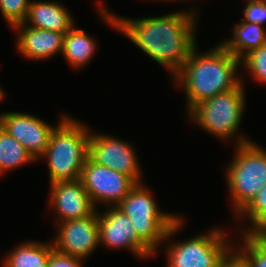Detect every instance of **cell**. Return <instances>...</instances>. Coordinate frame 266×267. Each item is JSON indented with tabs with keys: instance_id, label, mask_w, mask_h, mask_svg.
Wrapping results in <instances>:
<instances>
[{
	"instance_id": "1",
	"label": "cell",
	"mask_w": 266,
	"mask_h": 267,
	"mask_svg": "<svg viewBox=\"0 0 266 267\" xmlns=\"http://www.w3.org/2000/svg\"><path fill=\"white\" fill-rule=\"evenodd\" d=\"M100 4L99 12L107 24L121 31L151 59L174 77L197 45L196 12H174L159 17L129 19L116 16Z\"/></svg>"
},
{
	"instance_id": "2",
	"label": "cell",
	"mask_w": 266,
	"mask_h": 267,
	"mask_svg": "<svg viewBox=\"0 0 266 267\" xmlns=\"http://www.w3.org/2000/svg\"><path fill=\"white\" fill-rule=\"evenodd\" d=\"M196 52L195 46L180 71L173 77L185 90L188 112L198 103L233 90L242 82L236 73L240 60L221 43L206 53Z\"/></svg>"
},
{
	"instance_id": "3",
	"label": "cell",
	"mask_w": 266,
	"mask_h": 267,
	"mask_svg": "<svg viewBox=\"0 0 266 267\" xmlns=\"http://www.w3.org/2000/svg\"><path fill=\"white\" fill-rule=\"evenodd\" d=\"M58 123L39 157L47 158L50 184L80 179L89 155L88 127L68 115H63Z\"/></svg>"
},
{
	"instance_id": "4",
	"label": "cell",
	"mask_w": 266,
	"mask_h": 267,
	"mask_svg": "<svg viewBox=\"0 0 266 267\" xmlns=\"http://www.w3.org/2000/svg\"><path fill=\"white\" fill-rule=\"evenodd\" d=\"M134 225L138 238L154 253L164 241L181 229L183 217L159 210L151 192L137 183L116 206Z\"/></svg>"
},
{
	"instance_id": "5",
	"label": "cell",
	"mask_w": 266,
	"mask_h": 267,
	"mask_svg": "<svg viewBox=\"0 0 266 267\" xmlns=\"http://www.w3.org/2000/svg\"><path fill=\"white\" fill-rule=\"evenodd\" d=\"M236 143V155L225 172L237 216L266 185V150L244 136H238Z\"/></svg>"
},
{
	"instance_id": "6",
	"label": "cell",
	"mask_w": 266,
	"mask_h": 267,
	"mask_svg": "<svg viewBox=\"0 0 266 267\" xmlns=\"http://www.w3.org/2000/svg\"><path fill=\"white\" fill-rule=\"evenodd\" d=\"M243 82L235 89L218 94L195 105L189 112L191 120L203 130L220 139L237 134L245 105Z\"/></svg>"
},
{
	"instance_id": "7",
	"label": "cell",
	"mask_w": 266,
	"mask_h": 267,
	"mask_svg": "<svg viewBox=\"0 0 266 267\" xmlns=\"http://www.w3.org/2000/svg\"><path fill=\"white\" fill-rule=\"evenodd\" d=\"M208 232L182 243H168L165 250L168 267H220L232 245L227 243L230 242L227 233L221 229L215 228Z\"/></svg>"
},
{
	"instance_id": "8",
	"label": "cell",
	"mask_w": 266,
	"mask_h": 267,
	"mask_svg": "<svg viewBox=\"0 0 266 267\" xmlns=\"http://www.w3.org/2000/svg\"><path fill=\"white\" fill-rule=\"evenodd\" d=\"M80 180L95 207L99 202L117 206L137 184L131 177L98 165L89 157L82 169Z\"/></svg>"
},
{
	"instance_id": "9",
	"label": "cell",
	"mask_w": 266,
	"mask_h": 267,
	"mask_svg": "<svg viewBox=\"0 0 266 267\" xmlns=\"http://www.w3.org/2000/svg\"><path fill=\"white\" fill-rule=\"evenodd\" d=\"M131 146L113 136L90 132L88 157L98 165L109 167L141 183L140 163Z\"/></svg>"
},
{
	"instance_id": "10",
	"label": "cell",
	"mask_w": 266,
	"mask_h": 267,
	"mask_svg": "<svg viewBox=\"0 0 266 267\" xmlns=\"http://www.w3.org/2000/svg\"><path fill=\"white\" fill-rule=\"evenodd\" d=\"M58 224L53 246L57 251L86 259L100 245L98 211L93 215Z\"/></svg>"
},
{
	"instance_id": "11",
	"label": "cell",
	"mask_w": 266,
	"mask_h": 267,
	"mask_svg": "<svg viewBox=\"0 0 266 267\" xmlns=\"http://www.w3.org/2000/svg\"><path fill=\"white\" fill-rule=\"evenodd\" d=\"M108 209L104 214L98 212L100 244L112 249L126 247L141 258L154 256V253L138 238L129 217L116 206H110Z\"/></svg>"
},
{
	"instance_id": "12",
	"label": "cell",
	"mask_w": 266,
	"mask_h": 267,
	"mask_svg": "<svg viewBox=\"0 0 266 267\" xmlns=\"http://www.w3.org/2000/svg\"><path fill=\"white\" fill-rule=\"evenodd\" d=\"M0 126L21 143L36 161L45 152L55 128L35 115L18 112L0 113Z\"/></svg>"
},
{
	"instance_id": "13",
	"label": "cell",
	"mask_w": 266,
	"mask_h": 267,
	"mask_svg": "<svg viewBox=\"0 0 266 267\" xmlns=\"http://www.w3.org/2000/svg\"><path fill=\"white\" fill-rule=\"evenodd\" d=\"M50 185L49 204L57 212L58 222L85 218L97 211L80 179Z\"/></svg>"
},
{
	"instance_id": "14",
	"label": "cell",
	"mask_w": 266,
	"mask_h": 267,
	"mask_svg": "<svg viewBox=\"0 0 266 267\" xmlns=\"http://www.w3.org/2000/svg\"><path fill=\"white\" fill-rule=\"evenodd\" d=\"M13 30H18L17 49L20 54L31 60L49 59L62 53L64 33L32 28L19 23Z\"/></svg>"
},
{
	"instance_id": "15",
	"label": "cell",
	"mask_w": 266,
	"mask_h": 267,
	"mask_svg": "<svg viewBox=\"0 0 266 267\" xmlns=\"http://www.w3.org/2000/svg\"><path fill=\"white\" fill-rule=\"evenodd\" d=\"M23 24L32 28L58 31L65 34L74 26V20L70 12L58 2L30 1Z\"/></svg>"
},
{
	"instance_id": "16",
	"label": "cell",
	"mask_w": 266,
	"mask_h": 267,
	"mask_svg": "<svg viewBox=\"0 0 266 267\" xmlns=\"http://www.w3.org/2000/svg\"><path fill=\"white\" fill-rule=\"evenodd\" d=\"M233 31V38L221 45L239 60L266 44V30L260 24L241 21L234 25Z\"/></svg>"
},
{
	"instance_id": "17",
	"label": "cell",
	"mask_w": 266,
	"mask_h": 267,
	"mask_svg": "<svg viewBox=\"0 0 266 267\" xmlns=\"http://www.w3.org/2000/svg\"><path fill=\"white\" fill-rule=\"evenodd\" d=\"M96 45V41L89 34L73 26L64 35L61 54L73 68H81L95 54Z\"/></svg>"
},
{
	"instance_id": "18",
	"label": "cell",
	"mask_w": 266,
	"mask_h": 267,
	"mask_svg": "<svg viewBox=\"0 0 266 267\" xmlns=\"http://www.w3.org/2000/svg\"><path fill=\"white\" fill-rule=\"evenodd\" d=\"M53 249V243L27 241L5 256L3 267H47Z\"/></svg>"
},
{
	"instance_id": "19",
	"label": "cell",
	"mask_w": 266,
	"mask_h": 267,
	"mask_svg": "<svg viewBox=\"0 0 266 267\" xmlns=\"http://www.w3.org/2000/svg\"><path fill=\"white\" fill-rule=\"evenodd\" d=\"M36 161L34 157L0 126V175L26 163Z\"/></svg>"
},
{
	"instance_id": "20",
	"label": "cell",
	"mask_w": 266,
	"mask_h": 267,
	"mask_svg": "<svg viewBox=\"0 0 266 267\" xmlns=\"http://www.w3.org/2000/svg\"><path fill=\"white\" fill-rule=\"evenodd\" d=\"M243 215H246L252 224L250 229H245L242 233L250 234L256 227L266 222V185L239 214L240 217Z\"/></svg>"
},
{
	"instance_id": "21",
	"label": "cell",
	"mask_w": 266,
	"mask_h": 267,
	"mask_svg": "<svg viewBox=\"0 0 266 267\" xmlns=\"http://www.w3.org/2000/svg\"><path fill=\"white\" fill-rule=\"evenodd\" d=\"M240 63L244 64L256 81L266 84V44L249 52Z\"/></svg>"
},
{
	"instance_id": "22",
	"label": "cell",
	"mask_w": 266,
	"mask_h": 267,
	"mask_svg": "<svg viewBox=\"0 0 266 267\" xmlns=\"http://www.w3.org/2000/svg\"><path fill=\"white\" fill-rule=\"evenodd\" d=\"M29 4V0H0L1 13L10 27L23 23Z\"/></svg>"
},
{
	"instance_id": "23",
	"label": "cell",
	"mask_w": 266,
	"mask_h": 267,
	"mask_svg": "<svg viewBox=\"0 0 266 267\" xmlns=\"http://www.w3.org/2000/svg\"><path fill=\"white\" fill-rule=\"evenodd\" d=\"M244 243L238 249L248 258L252 267H266V249L262 247L250 234L241 233Z\"/></svg>"
},
{
	"instance_id": "24",
	"label": "cell",
	"mask_w": 266,
	"mask_h": 267,
	"mask_svg": "<svg viewBox=\"0 0 266 267\" xmlns=\"http://www.w3.org/2000/svg\"><path fill=\"white\" fill-rule=\"evenodd\" d=\"M243 14V21L263 26L266 21V0H247Z\"/></svg>"
},
{
	"instance_id": "25",
	"label": "cell",
	"mask_w": 266,
	"mask_h": 267,
	"mask_svg": "<svg viewBox=\"0 0 266 267\" xmlns=\"http://www.w3.org/2000/svg\"><path fill=\"white\" fill-rule=\"evenodd\" d=\"M83 259L63 254L53 249L48 259L47 267H82Z\"/></svg>"
},
{
	"instance_id": "26",
	"label": "cell",
	"mask_w": 266,
	"mask_h": 267,
	"mask_svg": "<svg viewBox=\"0 0 266 267\" xmlns=\"http://www.w3.org/2000/svg\"><path fill=\"white\" fill-rule=\"evenodd\" d=\"M220 267H252V265L239 249L236 248L234 251L231 248L222 259Z\"/></svg>"
},
{
	"instance_id": "27",
	"label": "cell",
	"mask_w": 266,
	"mask_h": 267,
	"mask_svg": "<svg viewBox=\"0 0 266 267\" xmlns=\"http://www.w3.org/2000/svg\"><path fill=\"white\" fill-rule=\"evenodd\" d=\"M250 235L266 249V222L256 227Z\"/></svg>"
},
{
	"instance_id": "28",
	"label": "cell",
	"mask_w": 266,
	"mask_h": 267,
	"mask_svg": "<svg viewBox=\"0 0 266 267\" xmlns=\"http://www.w3.org/2000/svg\"><path fill=\"white\" fill-rule=\"evenodd\" d=\"M4 98V91L3 89L0 87V102L3 100Z\"/></svg>"
}]
</instances>
